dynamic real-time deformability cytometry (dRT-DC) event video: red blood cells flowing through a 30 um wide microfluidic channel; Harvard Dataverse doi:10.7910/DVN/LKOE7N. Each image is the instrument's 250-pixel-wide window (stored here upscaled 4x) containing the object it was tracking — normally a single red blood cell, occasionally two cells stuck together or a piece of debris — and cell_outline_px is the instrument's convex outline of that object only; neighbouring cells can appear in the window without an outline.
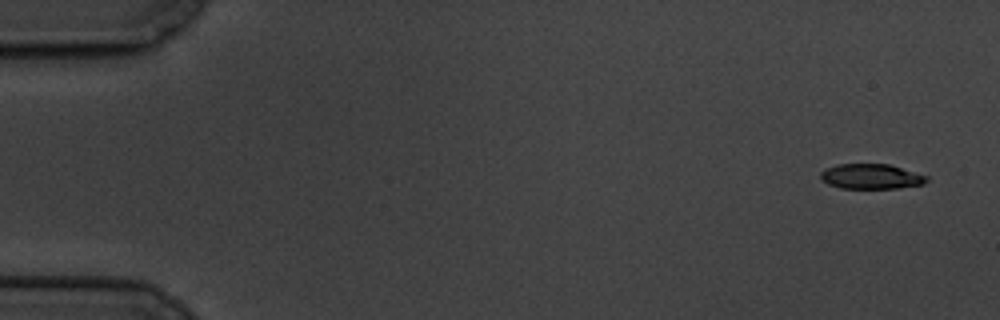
{"species": "common noctule bat (a hibernating species)", "species_latin": "Nyctalus noctula", "temperature_condition": "cold", "stored_images_in_passage": 11, "camera_frame_rate_fps": 3000, "um_per_image_px": 0.085, "animal": {"sex": "male", "body_mass_g": 19.5, "forearm_length_mm": 54.6}, "frame": {"image": 1, "passage_image": 1, "time_ms": 0.0, "image_size_px": [1000, 320], "cell_outline_px": [[928, 180], [924, 184], [900, 188], [840, 188], [828, 184], [820, 180], [820, 172], [824, 168], [836, 164], [888, 164], [928, 176]], "centroid_in_image_um": [74.0, 15.0], "position_along_channel_um": 11.0, "area_um2": 15.61}}
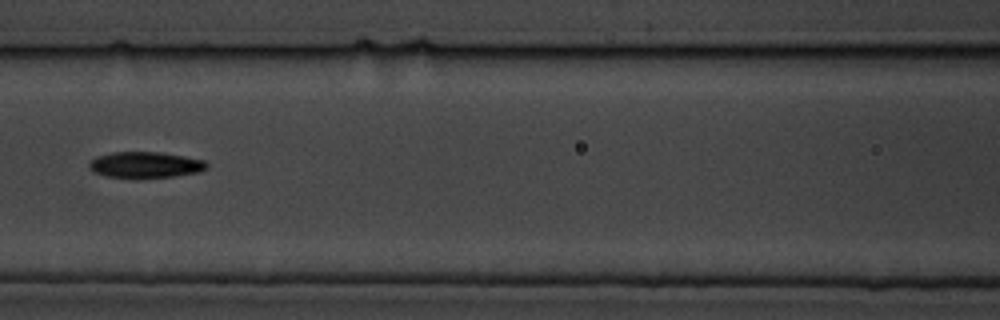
{"frame": {"image": 2, "passage_image": 7, "time_ms": 8.0, "image_size_px": [1000, 320], "cell_outline_px": [[208, 168], [200, 172], [176, 176], [136, 180], [132, 180], [104, 176], [92, 172], [88, 168], [88, 164], [96, 156], [112, 152], [160, 152], [184, 156], [204, 160], [208, 164]], "centroid_in_image_um": [12.32, 14.05], "position_along_channel_um": 154.3, "area_um2": 18.67}}
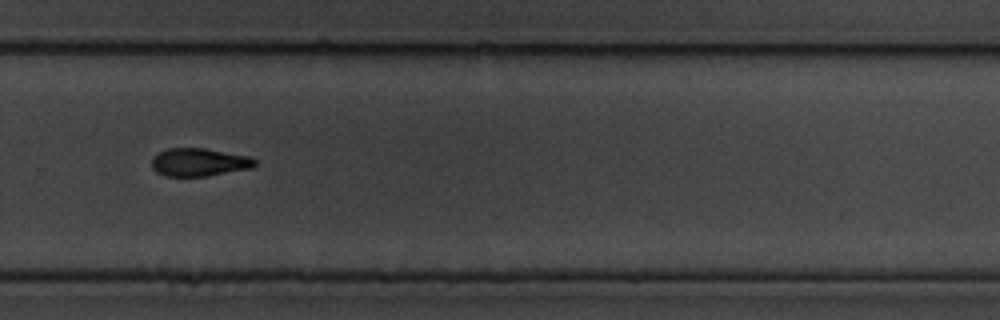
{"frame": {"image": 3, "passage_image": 11, "time_ms": 12.667, "image_size_px": [1000, 320], "cell_outline_px": [[256, 164], [252, 168], [204, 176], [168, 176], [156, 172], [152, 168], [152, 156], [168, 148], [204, 148], [248, 156], [256, 160]], "centroid_in_image_um": [16.9, 13.78], "position_along_channel_um": 312.9, "area_um2": 16.7}}